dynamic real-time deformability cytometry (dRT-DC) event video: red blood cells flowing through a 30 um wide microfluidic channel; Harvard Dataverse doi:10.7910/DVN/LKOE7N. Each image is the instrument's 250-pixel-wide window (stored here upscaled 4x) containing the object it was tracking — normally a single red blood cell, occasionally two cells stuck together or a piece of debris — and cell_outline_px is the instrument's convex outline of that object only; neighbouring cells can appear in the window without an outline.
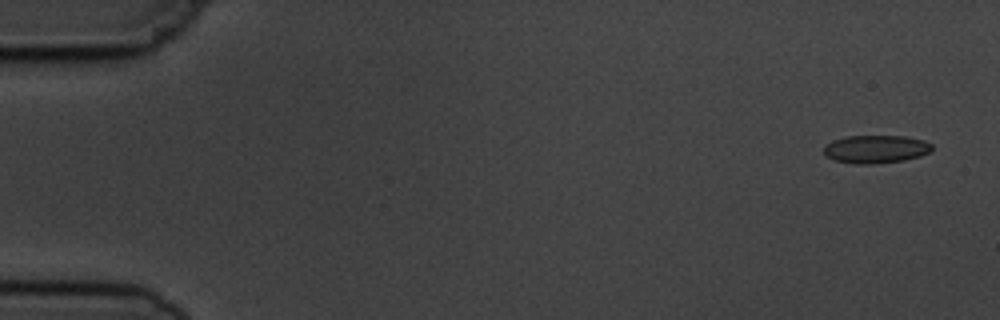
{"species": "common noctule bat (a hibernating species)", "species_latin": "Nyctalus noctula", "temperature_condition": "cold", "stored_images_in_passage": 5, "camera_frame_rate_fps": 3000, "um_per_image_px": 0.085, "animal": {"sex": "male", "body_mass_g": 19.5, "forearm_length_mm": 54.6}, "frame": {"image": 1, "passage_image": 1, "time_ms": 0.0, "image_size_px": [1000, 320], "cell_outline_px": [[932, 148], [928, 152], [920, 156], [904, 160], [872, 164], [856, 164], [836, 160], [824, 156], [824, 144], [832, 140], [848, 136], [904, 136], [924, 140], [932, 144]], "centroid_in_image_um": [74.41, 12.67], "position_along_channel_um": 10.6, "area_um2": 17.69}}
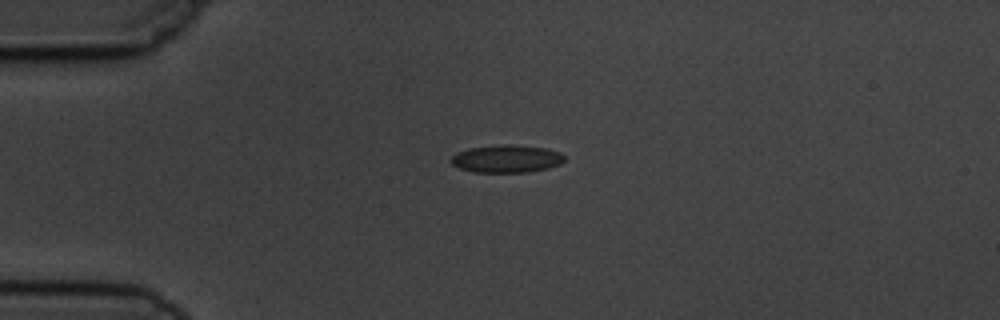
{"frame": {"image": 2, "passage_image": 4, "time_ms": 3.667, "image_size_px": [1000, 320], "cell_outline_px": [[564, 160], [560, 164], [548, 168], [528, 172], [472, 172], [460, 168], [452, 164], [452, 156], [456, 152], [468, 148], [500, 144], [512, 144], [548, 148], [560, 152], [564, 156]], "centroid_in_image_um": [43.07, 13.48], "position_along_channel_um": 41.9, "area_um2": 18.44}}